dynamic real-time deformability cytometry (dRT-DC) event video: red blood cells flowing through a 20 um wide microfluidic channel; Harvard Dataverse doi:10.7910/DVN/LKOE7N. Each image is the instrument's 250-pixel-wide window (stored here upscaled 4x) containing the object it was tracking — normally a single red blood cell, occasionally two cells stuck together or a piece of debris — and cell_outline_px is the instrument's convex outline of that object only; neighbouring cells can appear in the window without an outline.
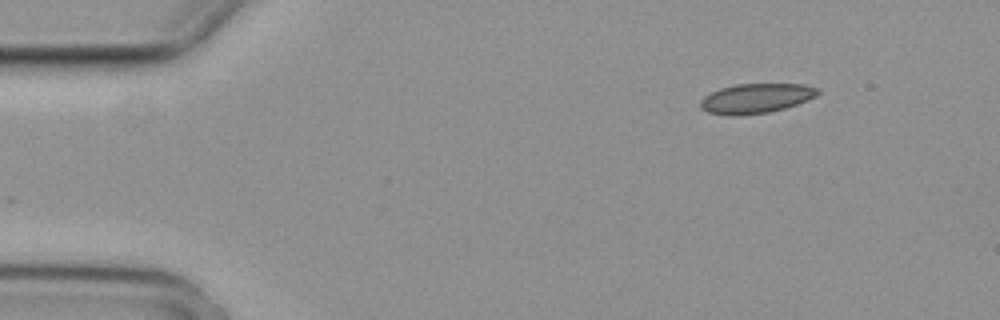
{"species": "common noctule bat (a hibernating species)", "species_latin": "Nyctalus noctula", "temperature_condition": "cold", "stored_images_in_passage": 2, "camera_frame_rate_fps": 3000, "um_per_image_px": 0.085, "animal": {"sex": "female", "body_mass_g": 29.2, "forearm_length_mm": 56.3}, "frame": {"image": 1, "passage_image": 2, "time_ms": 0.333, "image_size_px": [1000, 320], "cell_outline_px": [[820, 92], [816, 96], [808, 100], [784, 108], [768, 112], [736, 116], [732, 116], [708, 112], [700, 108], [700, 100], [704, 96], [720, 88], [736, 84], [804, 84], [820, 88]], "centroid_in_image_um": [64.27, 8.35], "position_along_channel_um": 20.7, "area_um2": 20.35}}